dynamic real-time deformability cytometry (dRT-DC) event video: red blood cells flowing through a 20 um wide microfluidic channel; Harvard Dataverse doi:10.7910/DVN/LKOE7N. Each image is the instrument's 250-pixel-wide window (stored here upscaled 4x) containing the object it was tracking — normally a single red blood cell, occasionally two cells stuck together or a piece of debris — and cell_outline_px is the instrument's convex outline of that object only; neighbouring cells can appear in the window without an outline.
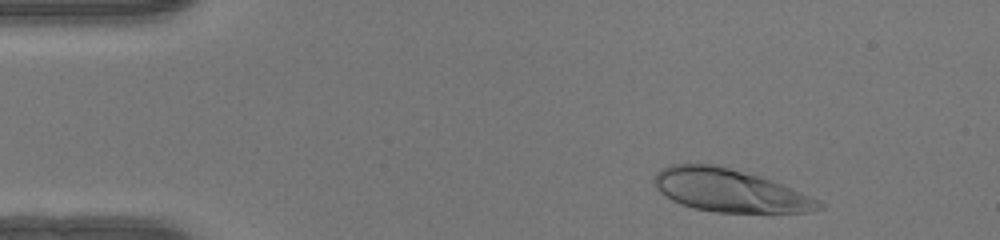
{"species": "human", "species_latin": "Homo sapiens", "temperature_condition": "warm", "stored_images_in_passage": 46, "camera_frame_rate_fps": 3000, "um_per_image_px": 0.085, "donor": {"sex": "female"}, "frame": {"image": 1, "passage_image": 3, "time_ms": 0.667, "image_size_px": [1000, 240], "cell_outline_px": [[824, 208], [808, 212], [716, 212], [692, 208], [680, 204], [672, 200], [660, 192], [656, 188], [652, 180], [652, 176], [660, 168], [672, 164], [712, 164], [760, 176], [772, 180], [808, 196], [824, 204]], "centroid_in_image_um": [61.94, 16.19], "position_along_channel_um": 23.1, "area_um2": 40.81}}
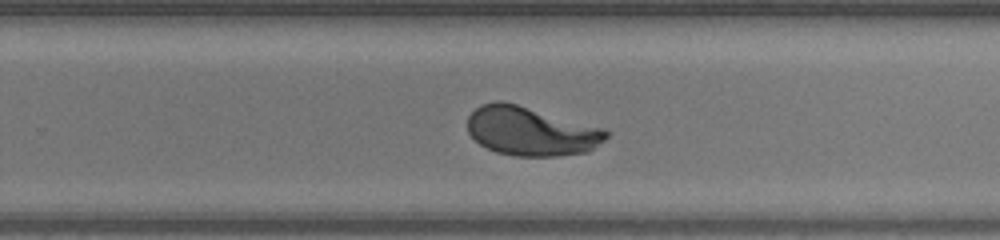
{"frame": {"image": 2, "passage_image": 28, "time_ms": 9.0, "image_size_px": [1000, 240], "cell_outline_px": [[612, 132], [604, 140], [588, 152], [560, 156], [516, 156], [496, 152], [480, 144], [468, 132], [468, 116], [480, 104], [496, 100], [500, 100], [516, 104], [608, 128]], "centroid_in_image_um": [45.18, 11.14], "position_along_channel_um": 284.6, "area_um2": 39.94}}
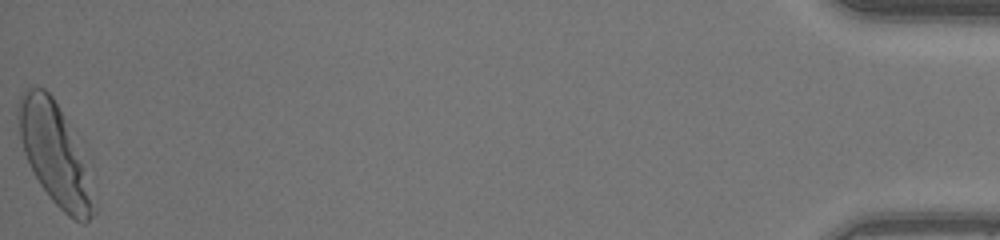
{"frame": {"image": 3, "passage_image": 46, "time_ms": 15.0, "image_size_px": [1000, 240], "cell_outline_px": [[96, 212], [84, 224], [68, 216], [52, 200], [40, 184], [24, 152], [20, 136], [16, 116], [16, 108], [20, 96], [28, 88], [44, 88], [52, 96], [64, 120], [84, 164], [96, 208]], "centroid_in_image_um": [4.6, 13.12], "position_along_channel_um": 430.6, "area_um2": 42.48}, "authors_computed_cell_mechanics": {"area_um2": 40.3444, "velocity_mm_per_s": 4.1531, "shape_relaxation_time_tau1_ms": 2.979, "shape_relaxation_time_tau2_ms": null, "deformation_change_tau1": 0.2125, "deformation_change_tau2": null}}